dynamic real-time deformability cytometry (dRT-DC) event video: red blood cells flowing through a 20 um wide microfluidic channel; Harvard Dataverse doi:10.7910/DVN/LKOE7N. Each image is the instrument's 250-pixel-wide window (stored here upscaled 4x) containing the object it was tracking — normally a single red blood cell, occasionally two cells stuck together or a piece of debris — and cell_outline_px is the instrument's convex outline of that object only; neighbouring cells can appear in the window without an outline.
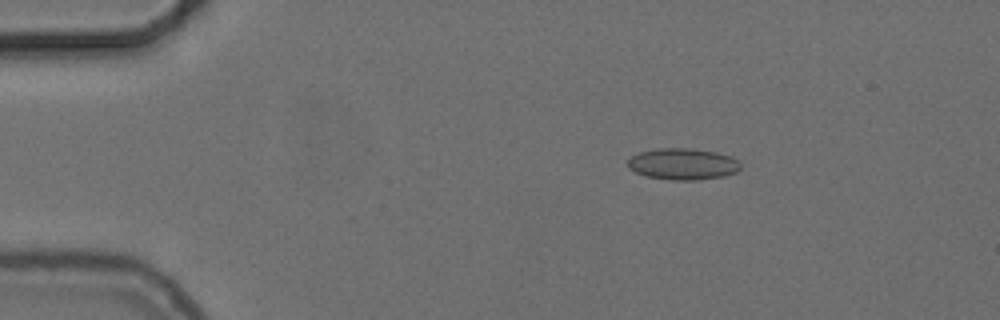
{"species": "common noctule bat (a hibernating species)", "species_latin": "Nyctalus noctula", "temperature_condition": "cold", "stored_images_in_passage": 49, "camera_frame_rate_fps": 3000, "um_per_image_px": 0.085, "animal": {"sex": "female", "body_mass_g": 24.6, "forearm_length_mm": 56.2}, "frame": {"image": 1, "passage_image": 3, "time_ms": 0.667, "image_size_px": [1000, 320], "cell_outline_px": [[740, 168], [736, 172], [724, 176], [696, 180], [672, 180], [648, 176], [636, 172], [628, 168], [628, 160], [632, 156], [640, 152], [656, 148], [688, 148], [716, 152], [728, 156], [736, 160], [740, 164]], "centroid_in_image_um": [58.02, 13.94], "position_along_channel_um": 27.0, "area_um2": 20.46}}
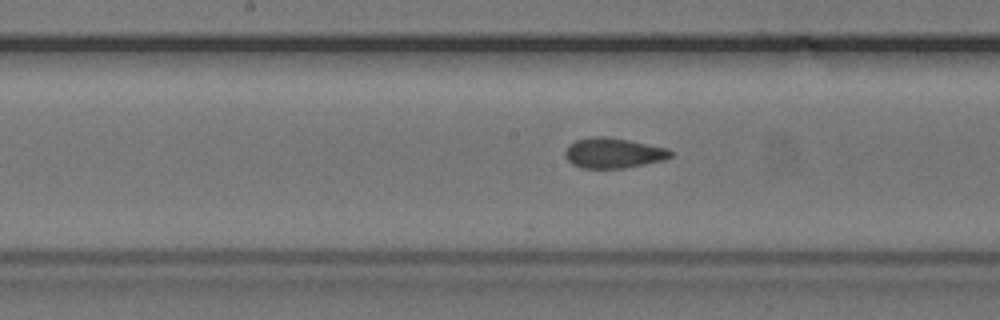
{"frame": {"image": 2, "passage_image": 22, "time_ms": 7.0, "image_size_px": [1000, 320], "cell_outline_px": [[672, 156], [664, 160], [624, 168], [580, 168], [572, 164], [564, 156], [564, 152], [568, 144], [576, 140], [592, 136], [604, 136], [628, 140], [668, 148], [672, 152]], "centroid_in_image_um": [52.1, 13.0], "position_along_channel_um": 196.1, "area_um2": 18.67}}
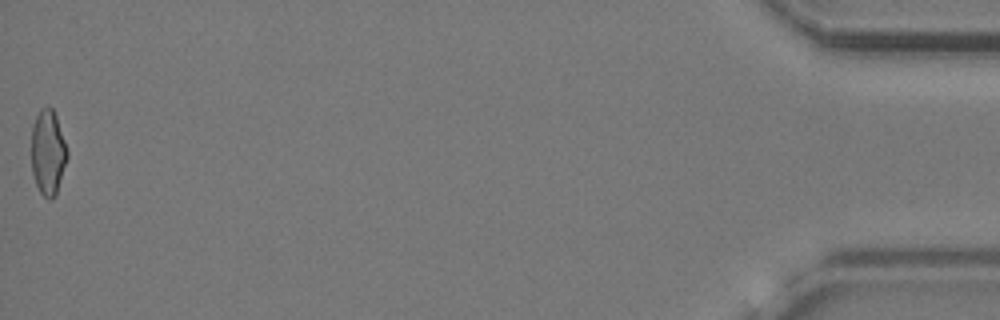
{"frame": {"image": 3, "passage_image": 49, "time_ms": 16.0, "image_size_px": [1000, 320], "cell_outline_px": [[68, 156], [56, 196], [52, 200], [48, 200], [40, 192], [36, 184], [32, 172], [32, 124], [40, 108], [52, 108], [56, 116], [68, 152]], "centroid_in_image_um": [4.08, 12.99], "position_along_channel_um": 431.1, "area_um2": 17.74}, "authors_computed_cell_mechanics": {"area_um2": 18.5538, "velocity_mm_per_s": 3.7163, "shape_relaxation_time_tau1_ms": null, "shape_relaxation_time_tau2_ms": 2.1639, "deformation_change_tau1": null, "deformation_change_tau2": 0.0579}}